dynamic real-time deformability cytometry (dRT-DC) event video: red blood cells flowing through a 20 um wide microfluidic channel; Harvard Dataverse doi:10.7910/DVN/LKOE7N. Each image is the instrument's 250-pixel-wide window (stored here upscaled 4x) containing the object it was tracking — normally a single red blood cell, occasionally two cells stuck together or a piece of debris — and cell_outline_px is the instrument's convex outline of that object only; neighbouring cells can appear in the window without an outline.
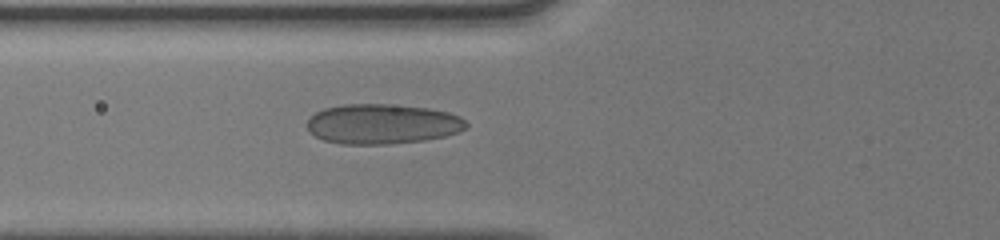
{"species": "human", "species_latin": "Homo sapiens", "temperature_condition": "cold", "stored_images_in_passage": 51, "camera_frame_rate_fps": 3000, "um_per_image_px": 0.085, "donor": {"sex": "male"}, "frame": {"image": 1, "passage_image": 21, "time_ms": 6.667, "image_size_px": [1000, 240], "cell_outline_px": [[468, 128], [460, 132], [444, 136], [424, 140], [388, 144], [340, 144], [324, 140], [316, 136], [308, 128], [308, 120], [316, 112], [324, 108], [344, 104], [388, 104], [428, 108], [448, 112], [460, 116], [468, 124]], "centroid_in_image_um": [32.54, 10.54], "position_along_channel_um": 93.3, "area_um2": 37.05}}
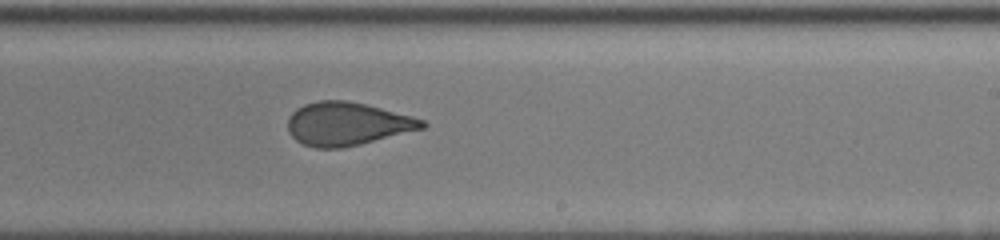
{"frame": {"image": 2, "passage_image": 33, "time_ms": 10.667, "image_size_px": [1000, 240], "cell_outline_px": [[428, 124], [424, 128], [360, 144], [340, 148], [316, 148], [304, 144], [296, 140], [288, 132], [288, 116], [296, 108], [304, 104], [320, 100], [348, 100], [412, 116], [424, 120]], "centroid_in_image_um": [29.48, 10.52], "position_along_channel_um": 259.5, "area_um2": 33.7}}
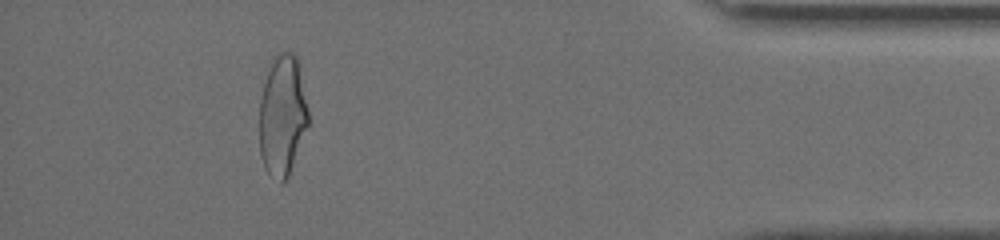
{"frame": {"image": 3, "passage_image": 47, "time_ms": 15.333, "image_size_px": [1000, 240], "cell_outline_px": [[308, 124], [288, 176], [280, 184], [264, 168], [260, 152], [260, 100], [264, 84], [272, 56], [280, 52], [292, 52], [300, 60], [308, 112]], "centroid_in_image_um": [24.01, 9.76], "position_along_channel_um": 411.2, "area_um2": 34.51}, "authors_computed_cell_mechanics": {"area_um2": 36.1828, "velocity_mm_per_s": 4.1517, "shape_relaxation_time_tau1_ms": 9.8565, "shape_relaxation_time_tau2_ms": 0.8145, "deformation_change_tau1": 0.2155, "deformation_change_tau2": 0.0506}}